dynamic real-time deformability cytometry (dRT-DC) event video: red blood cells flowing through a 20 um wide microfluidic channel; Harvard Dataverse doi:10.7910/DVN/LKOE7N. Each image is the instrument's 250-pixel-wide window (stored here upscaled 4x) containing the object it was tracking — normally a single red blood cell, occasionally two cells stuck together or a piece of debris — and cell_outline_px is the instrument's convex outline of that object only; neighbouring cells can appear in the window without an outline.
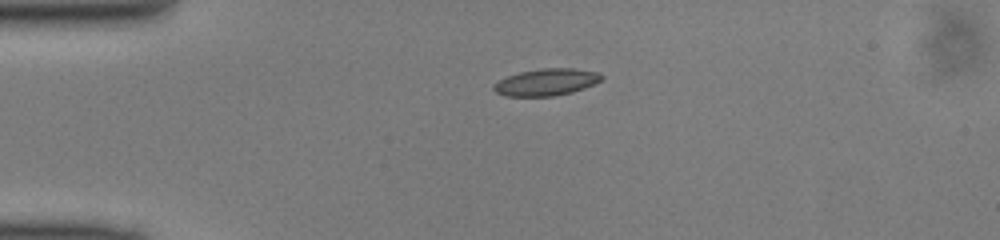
{"species": "common noctule bat (a hibernating species)", "species_latin": "Nyctalus noctula", "temperature_condition": "cold", "stored_images_in_passage": 39, "camera_frame_rate_fps": 3000, "um_per_image_px": 0.085, "animal": {"sex": "male", "body_mass_g": 13.0, "forearm_length_mm": 53.1}, "frame": {"image": 1, "passage_image": 1, "time_ms": 0.0, "image_size_px": [1000, 240], "cell_outline_px": [[604, 80], [584, 88], [572, 92], [552, 96], [504, 96], [496, 92], [492, 88], [492, 84], [508, 76], [520, 72], [540, 68], [572, 68], [596, 72], [604, 76]], "centroid_in_image_um": [46.44, 6.98], "position_along_channel_um": 38.6, "area_um2": 16.94}}
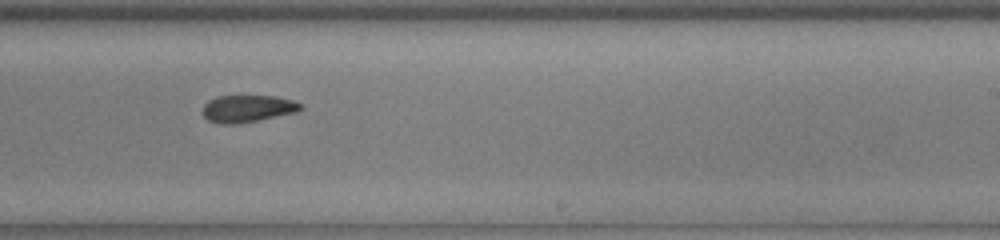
{"frame": {"image": 2, "passage_image": 20, "time_ms": 6.333, "image_size_px": [1000, 240], "cell_outline_px": [[304, 108], [296, 112], [236, 124], [220, 124], [208, 120], [204, 116], [204, 104], [208, 100], [216, 96], [276, 96], [292, 100], [304, 104]], "centroid_in_image_um": [21.06, 9.22], "position_along_channel_um": 267.9, "area_um2": 15.43}}
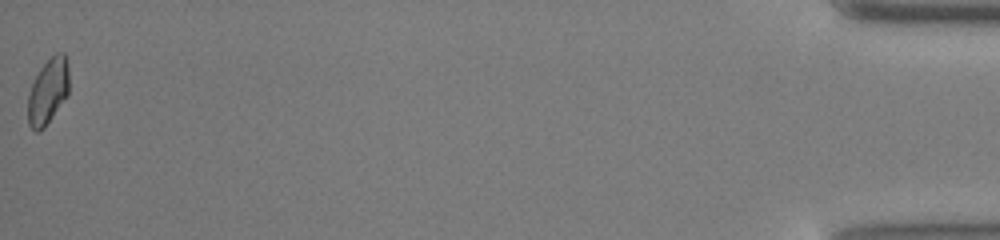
{"frame": {"image": 3, "passage_image": 39, "time_ms": 12.667, "image_size_px": [1000, 240], "cell_outline_px": [[68, 92], [44, 128], [40, 132], [36, 132], [28, 124], [28, 92], [40, 68], [56, 52], [64, 52], [68, 64]], "centroid_in_image_um": [4.06, 7.75], "position_along_channel_um": 431.1, "area_um2": 15.49}}